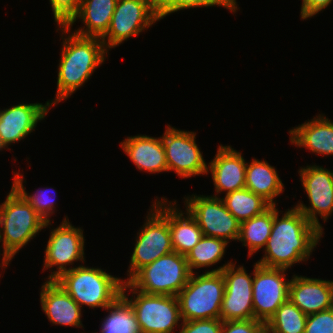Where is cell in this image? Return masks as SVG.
<instances>
[{"instance_id":"2","label":"cell","mask_w":333,"mask_h":333,"mask_svg":"<svg viewBox=\"0 0 333 333\" xmlns=\"http://www.w3.org/2000/svg\"><path fill=\"white\" fill-rule=\"evenodd\" d=\"M59 27L63 31L62 35H71L62 37L64 41L57 73V94L54 100L47 101L51 106L68 99L83 86L97 67L102 65L108 53L101 38L70 33L67 26H58L57 31Z\"/></svg>"},{"instance_id":"12","label":"cell","mask_w":333,"mask_h":333,"mask_svg":"<svg viewBox=\"0 0 333 333\" xmlns=\"http://www.w3.org/2000/svg\"><path fill=\"white\" fill-rule=\"evenodd\" d=\"M196 132L178 130L167 125L161 137L165 150L167 170L181 178L207 174V163L196 144Z\"/></svg>"},{"instance_id":"26","label":"cell","mask_w":333,"mask_h":333,"mask_svg":"<svg viewBox=\"0 0 333 333\" xmlns=\"http://www.w3.org/2000/svg\"><path fill=\"white\" fill-rule=\"evenodd\" d=\"M221 198L227 210L241 223L262 214L271 205L246 187L227 193Z\"/></svg>"},{"instance_id":"24","label":"cell","mask_w":333,"mask_h":333,"mask_svg":"<svg viewBox=\"0 0 333 333\" xmlns=\"http://www.w3.org/2000/svg\"><path fill=\"white\" fill-rule=\"evenodd\" d=\"M245 187L261 196L271 206L277 205L274 199L284 190V185L276 169L265 160H251L246 165Z\"/></svg>"},{"instance_id":"36","label":"cell","mask_w":333,"mask_h":333,"mask_svg":"<svg viewBox=\"0 0 333 333\" xmlns=\"http://www.w3.org/2000/svg\"><path fill=\"white\" fill-rule=\"evenodd\" d=\"M332 0H302L301 19L314 17L317 13L327 8Z\"/></svg>"},{"instance_id":"5","label":"cell","mask_w":333,"mask_h":333,"mask_svg":"<svg viewBox=\"0 0 333 333\" xmlns=\"http://www.w3.org/2000/svg\"><path fill=\"white\" fill-rule=\"evenodd\" d=\"M225 290L222 272L191 273L177 294L182 321L218 319Z\"/></svg>"},{"instance_id":"37","label":"cell","mask_w":333,"mask_h":333,"mask_svg":"<svg viewBox=\"0 0 333 333\" xmlns=\"http://www.w3.org/2000/svg\"><path fill=\"white\" fill-rule=\"evenodd\" d=\"M256 333H274L266 324H263Z\"/></svg>"},{"instance_id":"6","label":"cell","mask_w":333,"mask_h":333,"mask_svg":"<svg viewBox=\"0 0 333 333\" xmlns=\"http://www.w3.org/2000/svg\"><path fill=\"white\" fill-rule=\"evenodd\" d=\"M190 275L186 257L173 251L143 266L127 282L145 294L177 296Z\"/></svg>"},{"instance_id":"25","label":"cell","mask_w":333,"mask_h":333,"mask_svg":"<svg viewBox=\"0 0 333 333\" xmlns=\"http://www.w3.org/2000/svg\"><path fill=\"white\" fill-rule=\"evenodd\" d=\"M273 217L274 206H270L262 214L240 223L238 240L243 242V246H247L249 257L259 251V249L265 247L271 234Z\"/></svg>"},{"instance_id":"20","label":"cell","mask_w":333,"mask_h":333,"mask_svg":"<svg viewBox=\"0 0 333 333\" xmlns=\"http://www.w3.org/2000/svg\"><path fill=\"white\" fill-rule=\"evenodd\" d=\"M40 301L42 310L52 324L83 327L82 308L56 281L46 280L41 287Z\"/></svg>"},{"instance_id":"8","label":"cell","mask_w":333,"mask_h":333,"mask_svg":"<svg viewBox=\"0 0 333 333\" xmlns=\"http://www.w3.org/2000/svg\"><path fill=\"white\" fill-rule=\"evenodd\" d=\"M157 21V8L150 0H118L109 29L101 40L109 51Z\"/></svg>"},{"instance_id":"9","label":"cell","mask_w":333,"mask_h":333,"mask_svg":"<svg viewBox=\"0 0 333 333\" xmlns=\"http://www.w3.org/2000/svg\"><path fill=\"white\" fill-rule=\"evenodd\" d=\"M185 208L197 221L204 236L229 243L240 235V222L227 210L223 200L215 196H187Z\"/></svg>"},{"instance_id":"30","label":"cell","mask_w":333,"mask_h":333,"mask_svg":"<svg viewBox=\"0 0 333 333\" xmlns=\"http://www.w3.org/2000/svg\"><path fill=\"white\" fill-rule=\"evenodd\" d=\"M23 174L21 175L19 172H14L13 179V187L24 197V199L34 208V210L42 217V219L47 223L50 222V215L54 213V206L56 203L54 202V198H50L48 196L47 188L44 190H38L35 193L29 195L26 192V189L23 185ZM54 191V190H53ZM50 192V191H49ZM52 192V191H51ZM54 195V194H53ZM56 195V194H55Z\"/></svg>"},{"instance_id":"39","label":"cell","mask_w":333,"mask_h":333,"mask_svg":"<svg viewBox=\"0 0 333 333\" xmlns=\"http://www.w3.org/2000/svg\"><path fill=\"white\" fill-rule=\"evenodd\" d=\"M2 148L5 149V147L2 145V143L0 141V150H3Z\"/></svg>"},{"instance_id":"17","label":"cell","mask_w":333,"mask_h":333,"mask_svg":"<svg viewBox=\"0 0 333 333\" xmlns=\"http://www.w3.org/2000/svg\"><path fill=\"white\" fill-rule=\"evenodd\" d=\"M167 202H169L167 198L162 197L160 201L157 199L152 206L169 223L173 250L186 256L204 236L203 232L188 211H185L187 215L185 216L181 210L176 208V201L174 203L169 202L170 204H167Z\"/></svg>"},{"instance_id":"27","label":"cell","mask_w":333,"mask_h":333,"mask_svg":"<svg viewBox=\"0 0 333 333\" xmlns=\"http://www.w3.org/2000/svg\"><path fill=\"white\" fill-rule=\"evenodd\" d=\"M105 310L109 314L102 322L100 333H140L136 315L122 296Z\"/></svg>"},{"instance_id":"14","label":"cell","mask_w":333,"mask_h":333,"mask_svg":"<svg viewBox=\"0 0 333 333\" xmlns=\"http://www.w3.org/2000/svg\"><path fill=\"white\" fill-rule=\"evenodd\" d=\"M300 181L308 195L311 206L298 203L295 207L308 219V221L322 233L323 227L317 218L327 221L333 213V171L317 165L300 167Z\"/></svg>"},{"instance_id":"10","label":"cell","mask_w":333,"mask_h":333,"mask_svg":"<svg viewBox=\"0 0 333 333\" xmlns=\"http://www.w3.org/2000/svg\"><path fill=\"white\" fill-rule=\"evenodd\" d=\"M227 262L219 268L206 272H222L225 281V290L220 311L222 321H237L254 319L253 313V278L244 266L236 267ZM236 267V268H235Z\"/></svg>"},{"instance_id":"19","label":"cell","mask_w":333,"mask_h":333,"mask_svg":"<svg viewBox=\"0 0 333 333\" xmlns=\"http://www.w3.org/2000/svg\"><path fill=\"white\" fill-rule=\"evenodd\" d=\"M289 299L306 315L333 307V281L293 275Z\"/></svg>"},{"instance_id":"38","label":"cell","mask_w":333,"mask_h":333,"mask_svg":"<svg viewBox=\"0 0 333 333\" xmlns=\"http://www.w3.org/2000/svg\"><path fill=\"white\" fill-rule=\"evenodd\" d=\"M155 6H157L162 0H150Z\"/></svg>"},{"instance_id":"15","label":"cell","mask_w":333,"mask_h":333,"mask_svg":"<svg viewBox=\"0 0 333 333\" xmlns=\"http://www.w3.org/2000/svg\"><path fill=\"white\" fill-rule=\"evenodd\" d=\"M253 275V313L254 319L264 324L276 313V310L289 299V285L286 269L267 268L254 265Z\"/></svg>"},{"instance_id":"32","label":"cell","mask_w":333,"mask_h":333,"mask_svg":"<svg viewBox=\"0 0 333 333\" xmlns=\"http://www.w3.org/2000/svg\"><path fill=\"white\" fill-rule=\"evenodd\" d=\"M57 26H66L78 13L81 0H49Z\"/></svg>"},{"instance_id":"21","label":"cell","mask_w":333,"mask_h":333,"mask_svg":"<svg viewBox=\"0 0 333 333\" xmlns=\"http://www.w3.org/2000/svg\"><path fill=\"white\" fill-rule=\"evenodd\" d=\"M138 170L153 173L167 170L165 150L161 137L137 135L127 137L120 143Z\"/></svg>"},{"instance_id":"11","label":"cell","mask_w":333,"mask_h":333,"mask_svg":"<svg viewBox=\"0 0 333 333\" xmlns=\"http://www.w3.org/2000/svg\"><path fill=\"white\" fill-rule=\"evenodd\" d=\"M141 231L136 237L133 249L128 281L143 266L173 252L168 221L152 206Z\"/></svg>"},{"instance_id":"23","label":"cell","mask_w":333,"mask_h":333,"mask_svg":"<svg viewBox=\"0 0 333 333\" xmlns=\"http://www.w3.org/2000/svg\"><path fill=\"white\" fill-rule=\"evenodd\" d=\"M118 0H81L78 13L66 25L70 30L75 21L82 19L83 28L73 33L83 37L102 38L109 29Z\"/></svg>"},{"instance_id":"4","label":"cell","mask_w":333,"mask_h":333,"mask_svg":"<svg viewBox=\"0 0 333 333\" xmlns=\"http://www.w3.org/2000/svg\"><path fill=\"white\" fill-rule=\"evenodd\" d=\"M64 272L55 281L82 308H103L112 305L120 296L125 280L108 274L101 268L79 265Z\"/></svg>"},{"instance_id":"1","label":"cell","mask_w":333,"mask_h":333,"mask_svg":"<svg viewBox=\"0 0 333 333\" xmlns=\"http://www.w3.org/2000/svg\"><path fill=\"white\" fill-rule=\"evenodd\" d=\"M276 207L274 205L271 234L263 248L265 255L256 263L267 268L287 270L293 264L310 258L323 233L296 207L282 213L281 218Z\"/></svg>"},{"instance_id":"3","label":"cell","mask_w":333,"mask_h":333,"mask_svg":"<svg viewBox=\"0 0 333 333\" xmlns=\"http://www.w3.org/2000/svg\"><path fill=\"white\" fill-rule=\"evenodd\" d=\"M51 223H46L12 186L6 200L0 205V242L3 246L0 267L6 268L14 255Z\"/></svg>"},{"instance_id":"28","label":"cell","mask_w":333,"mask_h":333,"mask_svg":"<svg viewBox=\"0 0 333 333\" xmlns=\"http://www.w3.org/2000/svg\"><path fill=\"white\" fill-rule=\"evenodd\" d=\"M228 242L215 237L203 236L185 256L191 273L193 269L210 267L222 260Z\"/></svg>"},{"instance_id":"16","label":"cell","mask_w":333,"mask_h":333,"mask_svg":"<svg viewBox=\"0 0 333 333\" xmlns=\"http://www.w3.org/2000/svg\"><path fill=\"white\" fill-rule=\"evenodd\" d=\"M52 107L48 102L17 104L0 110V141L9 149L11 143L21 141L35 131L37 123L43 120Z\"/></svg>"},{"instance_id":"29","label":"cell","mask_w":333,"mask_h":333,"mask_svg":"<svg viewBox=\"0 0 333 333\" xmlns=\"http://www.w3.org/2000/svg\"><path fill=\"white\" fill-rule=\"evenodd\" d=\"M306 321L307 315L288 299L276 310L266 325L274 333H305Z\"/></svg>"},{"instance_id":"18","label":"cell","mask_w":333,"mask_h":333,"mask_svg":"<svg viewBox=\"0 0 333 333\" xmlns=\"http://www.w3.org/2000/svg\"><path fill=\"white\" fill-rule=\"evenodd\" d=\"M246 161L241 152L230 146L219 145L217 154L207 167L211 172L217 197L222 191L227 193L245 188Z\"/></svg>"},{"instance_id":"31","label":"cell","mask_w":333,"mask_h":333,"mask_svg":"<svg viewBox=\"0 0 333 333\" xmlns=\"http://www.w3.org/2000/svg\"><path fill=\"white\" fill-rule=\"evenodd\" d=\"M215 5L223 6L233 13H236V10L239 9L236 0H162L156 8L161 20L167 15L180 10Z\"/></svg>"},{"instance_id":"22","label":"cell","mask_w":333,"mask_h":333,"mask_svg":"<svg viewBox=\"0 0 333 333\" xmlns=\"http://www.w3.org/2000/svg\"><path fill=\"white\" fill-rule=\"evenodd\" d=\"M290 142L317 155H333V122L322 114L289 131Z\"/></svg>"},{"instance_id":"13","label":"cell","mask_w":333,"mask_h":333,"mask_svg":"<svg viewBox=\"0 0 333 333\" xmlns=\"http://www.w3.org/2000/svg\"><path fill=\"white\" fill-rule=\"evenodd\" d=\"M66 218L67 216H65L59 227L51 230L47 242L43 270L57 266L56 271L51 272L48 276V281H55L64 272L73 269L67 266L72 265L74 261L85 263L83 230L80 227L72 226L68 218Z\"/></svg>"},{"instance_id":"7","label":"cell","mask_w":333,"mask_h":333,"mask_svg":"<svg viewBox=\"0 0 333 333\" xmlns=\"http://www.w3.org/2000/svg\"><path fill=\"white\" fill-rule=\"evenodd\" d=\"M127 289L132 291L130 299L128 293L125 295ZM121 296L132 307L140 333H173L175 326L179 328L178 321L182 319L176 296L145 294L134 289L127 281L123 282Z\"/></svg>"},{"instance_id":"34","label":"cell","mask_w":333,"mask_h":333,"mask_svg":"<svg viewBox=\"0 0 333 333\" xmlns=\"http://www.w3.org/2000/svg\"><path fill=\"white\" fill-rule=\"evenodd\" d=\"M222 324L220 318L182 321L179 333H221Z\"/></svg>"},{"instance_id":"33","label":"cell","mask_w":333,"mask_h":333,"mask_svg":"<svg viewBox=\"0 0 333 333\" xmlns=\"http://www.w3.org/2000/svg\"><path fill=\"white\" fill-rule=\"evenodd\" d=\"M305 333H333V307L307 315Z\"/></svg>"},{"instance_id":"35","label":"cell","mask_w":333,"mask_h":333,"mask_svg":"<svg viewBox=\"0 0 333 333\" xmlns=\"http://www.w3.org/2000/svg\"><path fill=\"white\" fill-rule=\"evenodd\" d=\"M263 324L257 319L223 321L221 333H256Z\"/></svg>"}]
</instances>
